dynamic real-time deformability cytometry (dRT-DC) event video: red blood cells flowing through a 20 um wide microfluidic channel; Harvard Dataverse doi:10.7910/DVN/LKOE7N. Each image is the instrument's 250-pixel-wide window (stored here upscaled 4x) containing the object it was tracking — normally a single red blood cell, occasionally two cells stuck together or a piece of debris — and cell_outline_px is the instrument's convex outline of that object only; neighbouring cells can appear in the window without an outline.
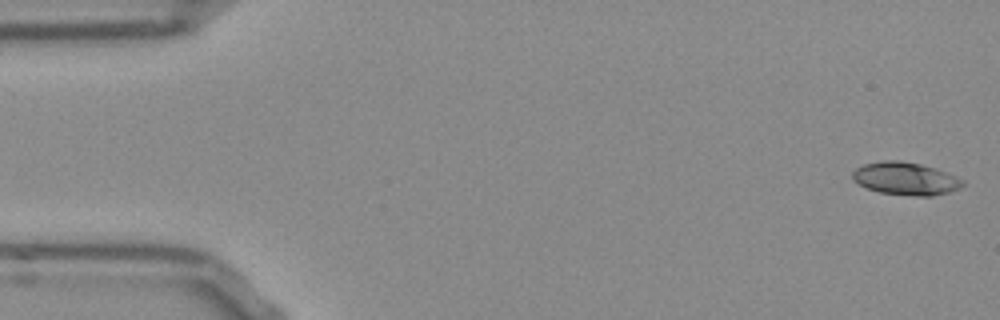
{"species": "Egyptian fruit bat (a non-hibernating species)", "species_latin": "Rousettus aegyptiacus", "temperature_condition": "room temperature", "stored_images_in_passage": 51, "camera_frame_rate_fps": 3000, "um_per_image_px": 0.085, "frame": {"image": 1, "passage_image": 1, "time_ms": 0.0, "image_size_px": [1000, 320], "cell_outline_px": [[964, 184], [960, 188], [948, 192], [932, 196], [916, 196], [880, 192], [868, 188], [852, 180], [852, 172], [856, 168], [864, 164], [884, 160], [900, 160], [920, 164], [936, 168], [956, 176], [964, 180]], "centroid_in_image_um": [76.98, 15.17], "position_along_channel_um": 8.0, "area_um2": 20.98}}
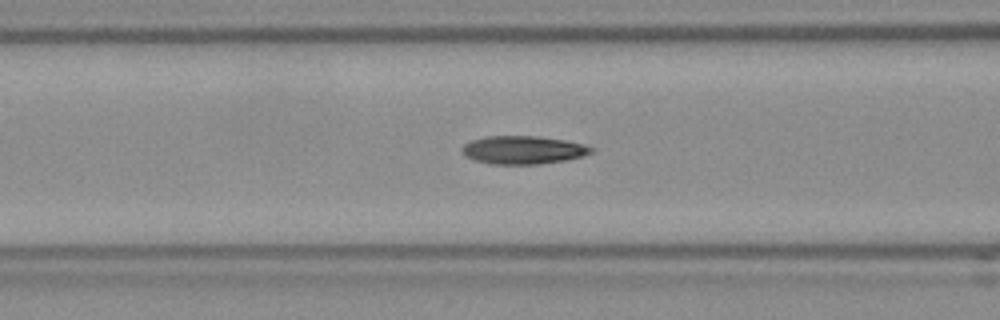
{"frame": {"image": 2, "passage_image": 20, "time_ms": 6.333, "image_size_px": [1000, 320], "cell_outline_px": [[596, 148], [592, 152], [580, 156], [564, 160], [536, 164], [492, 164], [476, 160], [464, 156], [460, 148], [464, 144], [472, 140], [488, 136], [536, 136], [564, 140], [584, 144]], "centroid_in_image_um": [44.44, 12.74], "position_along_channel_um": 122.2, "area_um2": 21.04}}
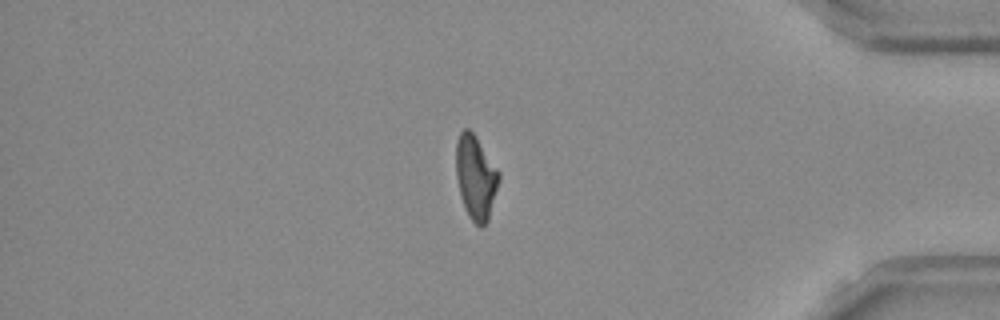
{"frame": {"image": 3, "passage_image": 44, "time_ms": 14.333, "image_size_px": [1000, 320], "cell_outline_px": [[500, 180], [488, 220], [480, 228], [468, 216], [464, 208], [456, 176], [456, 140], [460, 132], [464, 128], [468, 128], [476, 136], [500, 172]], "centroid_in_image_um": [40.44, 15.06], "position_along_channel_um": 394.8, "area_um2": 21.04}, "authors_computed_cell_mechanics": {"area_um2": 20.8658, "velocity_mm_per_s": 3.8343, "shape_relaxation_time_tau1_ms": 5.3569, "shape_relaxation_time_tau2_ms": 3.0387, "deformation_change_tau1": 0.1858, "deformation_change_tau2": 0.1008}}